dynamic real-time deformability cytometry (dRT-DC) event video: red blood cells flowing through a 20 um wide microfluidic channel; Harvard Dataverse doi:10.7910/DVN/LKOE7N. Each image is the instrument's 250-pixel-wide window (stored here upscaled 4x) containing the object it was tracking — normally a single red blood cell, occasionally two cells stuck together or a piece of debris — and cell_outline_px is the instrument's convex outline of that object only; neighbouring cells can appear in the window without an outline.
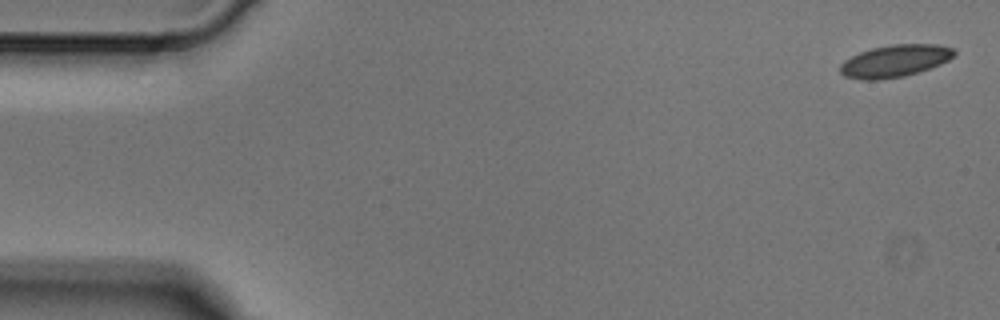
{"species": "Egyptian fruit bat (a non-hibernating species)", "species_latin": "Rousettus aegyptiacus", "temperature_condition": "cold", "stored_images_in_passage": 4, "camera_frame_rate_fps": 3000, "um_per_image_px": 0.085, "animal": {"sex": "male"}, "frame": {"image": 1, "passage_image": 1, "time_ms": 0.0, "image_size_px": [1000, 320], "cell_outline_px": [[956, 52], [948, 60], [940, 64], [904, 76], [876, 80], [860, 80], [844, 76], [840, 72], [840, 64], [844, 60], [860, 52], [872, 48], [892, 44], [940, 44], [952, 48]], "centroid_in_image_um": [76.03, 5.17], "position_along_channel_um": 9.0, "area_um2": 21.27}}
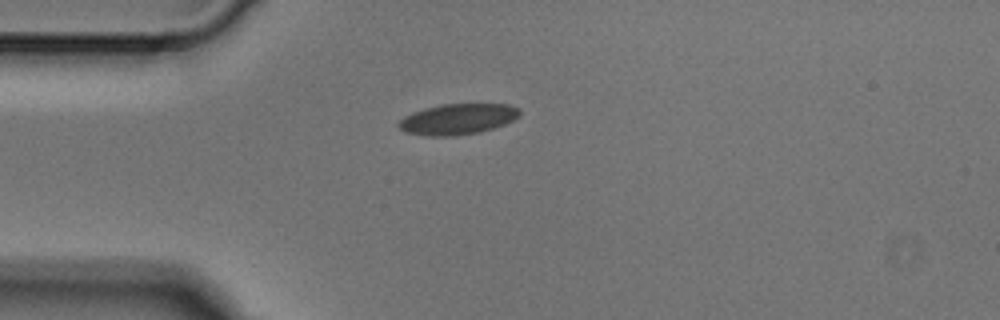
{"frame": {"image": 2, "passage_image": 3, "time_ms": 0.667, "image_size_px": [1000, 320], "cell_outline_px": [[520, 116], [504, 124], [480, 132], [456, 136], [428, 136], [404, 132], [396, 124], [404, 116], [412, 112], [424, 108], [444, 104], [508, 104], [520, 108]], "centroid_in_image_um": [38.89, 10.13], "position_along_channel_um": 46.1, "area_um2": 21.79}}